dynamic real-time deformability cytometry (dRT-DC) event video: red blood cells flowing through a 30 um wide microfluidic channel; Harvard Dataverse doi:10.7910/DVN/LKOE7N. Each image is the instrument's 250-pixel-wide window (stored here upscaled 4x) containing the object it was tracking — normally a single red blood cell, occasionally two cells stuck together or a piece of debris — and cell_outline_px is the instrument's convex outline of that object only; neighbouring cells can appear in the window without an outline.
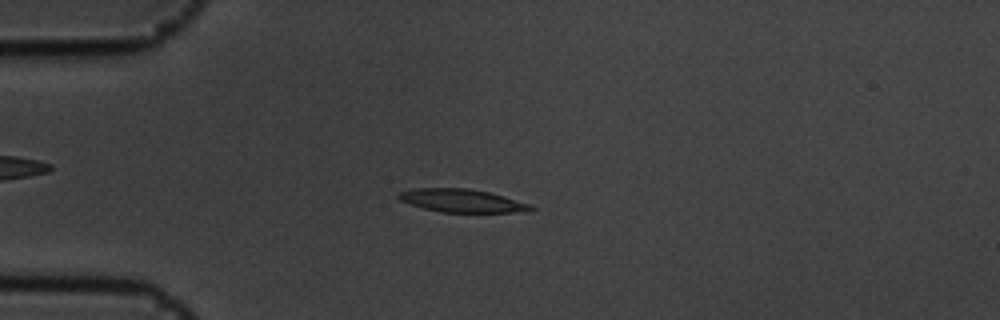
{"species": "common noctule bat (a hibernating species)", "species_latin": "Nyctalus noctula", "temperature_condition": "cold", "stored_images_in_passage": 56, "camera_frame_rate_fps": 3000, "um_per_image_px": 0.085, "animal": {"sex": "male", "body_mass_g": 19.5, "forearm_length_mm": 54.6}, "frame": {"image": 1, "passage_image": 14, "time_ms": 4.333, "image_size_px": [1000, 320], "cell_outline_px": [[536, 208], [532, 212], [440, 212], [408, 204], [400, 200], [396, 196], [396, 192], [412, 188], [468, 188], [488, 192], [504, 196], [528, 204]], "centroid_in_image_um": [39.22, 17.05], "position_along_channel_um": 45.8, "area_um2": 17.98}}
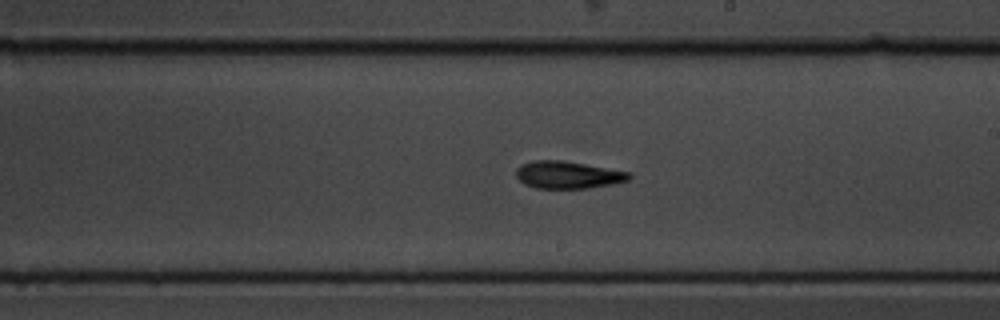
{"frame": {"image": 2, "passage_image": 32, "time_ms": 10.333, "image_size_px": [1000, 320], "cell_outline_px": [[632, 176], [628, 180], [612, 184], [588, 188], [536, 188], [524, 184], [516, 176], [516, 168], [520, 164], [532, 160], [560, 160], [632, 172]], "centroid_in_image_um": [48.25, 14.86], "position_along_channel_um": 240.7, "area_um2": 18.03}}
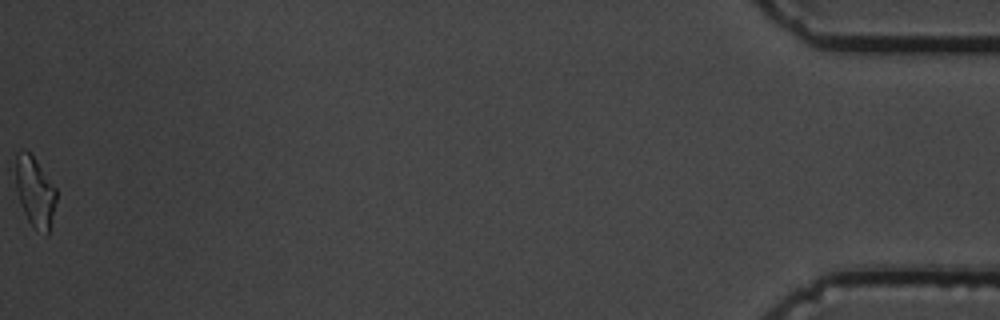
{"frame": {"image": 3, "passage_image": 56, "time_ms": 18.333, "image_size_px": [1000, 320], "cell_outline_px": [[56, 200], [48, 236], [44, 236], [36, 232], [32, 228], [20, 204], [16, 188], [16, 152], [20, 148], [24, 148], [32, 156], [56, 188]], "centroid_in_image_um": [2.96, 16.36], "position_along_channel_um": 432.2, "area_um2": 16.76}, "authors_computed_cell_mechanics": {"area_um2": 17.7157, "velocity_mm_per_s": 3.5808, "shape_relaxation_time_tau1_ms": 6.0569, "shape_relaxation_time_tau2_ms": 7.4212, "deformation_change_tau1": 0.2088, "deformation_change_tau2": 0.1925}}